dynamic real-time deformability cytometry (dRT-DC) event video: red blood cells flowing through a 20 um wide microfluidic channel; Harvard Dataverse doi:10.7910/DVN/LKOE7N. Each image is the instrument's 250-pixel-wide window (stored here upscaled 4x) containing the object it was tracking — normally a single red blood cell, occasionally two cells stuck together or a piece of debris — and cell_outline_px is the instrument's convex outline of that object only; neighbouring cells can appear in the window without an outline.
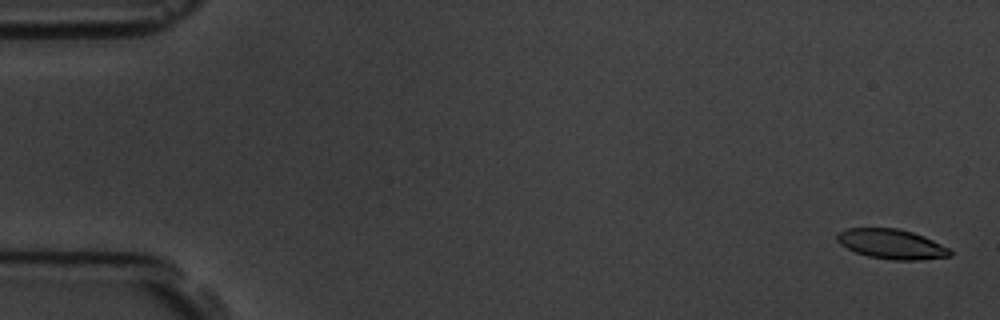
{"species": "common noctule bat (a hibernating species)", "species_latin": "Nyctalus noctula", "temperature_condition": "room temperature", "stored_images_in_passage": 9, "camera_frame_rate_fps": 3000, "um_per_image_px": 0.085, "animal": {"sex": "male", "body_mass_g": 19.5, "forearm_length_mm": 54.6}, "frame": {"image": 1, "passage_image": 1, "time_ms": 0.0, "image_size_px": [1000, 320], "cell_outline_px": [[952, 256], [920, 260], [892, 260], [868, 256], [856, 252], [840, 244], [836, 240], [836, 232], [848, 228], [896, 228], [912, 232], [924, 236], [948, 248], [952, 252]], "centroid_in_image_um": [75.76, 20.74], "position_along_channel_um": 9.2, "area_um2": 19.59}}
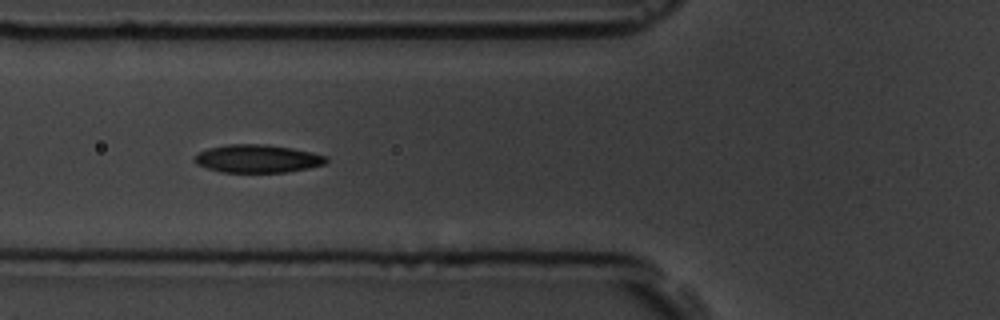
{"frame": {"image": 2, "passage_image": 6, "time_ms": 6.667, "image_size_px": [1000, 320], "cell_outline_px": [[328, 160], [324, 164], [308, 168], [284, 172], [220, 172], [196, 164], [192, 160], [200, 152], [208, 148], [228, 144], [264, 144], [292, 148], [312, 152], [328, 156]], "centroid_in_image_um": [21.89, 13.48], "position_along_channel_um": 103.9, "area_um2": 21.44}}
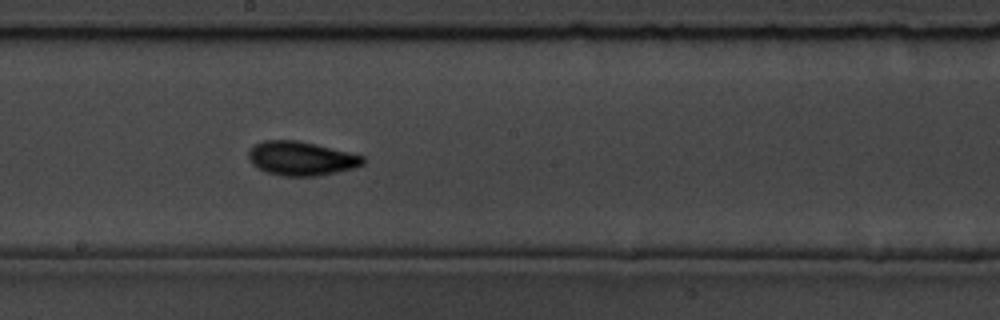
{"frame": {"image": 3, "passage_image": 9, "time_ms": 10.0, "image_size_px": [1000, 320], "cell_outline_px": [[364, 164], [352, 168], [336, 172], [316, 176], [284, 176], [264, 172], [256, 168], [248, 160], [248, 152], [252, 144], [264, 140], [296, 140], [364, 156]], "centroid_in_image_um": [25.51, 13.47], "position_along_channel_um": 222.7, "area_um2": 22.66}}